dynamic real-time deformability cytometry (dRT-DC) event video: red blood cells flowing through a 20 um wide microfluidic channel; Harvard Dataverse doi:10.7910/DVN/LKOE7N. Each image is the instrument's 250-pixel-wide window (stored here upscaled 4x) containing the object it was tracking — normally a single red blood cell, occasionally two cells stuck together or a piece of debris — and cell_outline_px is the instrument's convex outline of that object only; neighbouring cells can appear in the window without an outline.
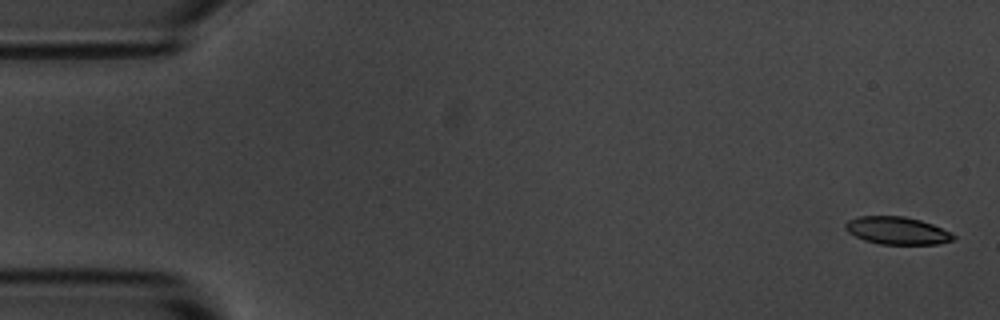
{"species": "common noctule bat (a hibernating species)", "species_latin": "Nyctalus noctula", "temperature_condition": "room temperature", "stored_images_in_passage": 4, "camera_frame_rate_fps": 3000, "um_per_image_px": 0.085, "animal": {"sex": "male", "body_mass_g": 20.1, "forearm_length_mm": 53.5}, "frame": {"image": 1, "passage_image": 1, "time_ms": 0.0, "image_size_px": [1000, 320], "cell_outline_px": [[956, 236], [952, 240], [936, 244], [880, 244], [864, 240], [848, 232], [844, 228], [844, 224], [848, 220], [860, 216], [904, 216], [920, 220], [932, 224]], "centroid_in_image_um": [76.2, 19.6], "position_along_channel_um": 8.8, "area_um2": 17.17}}
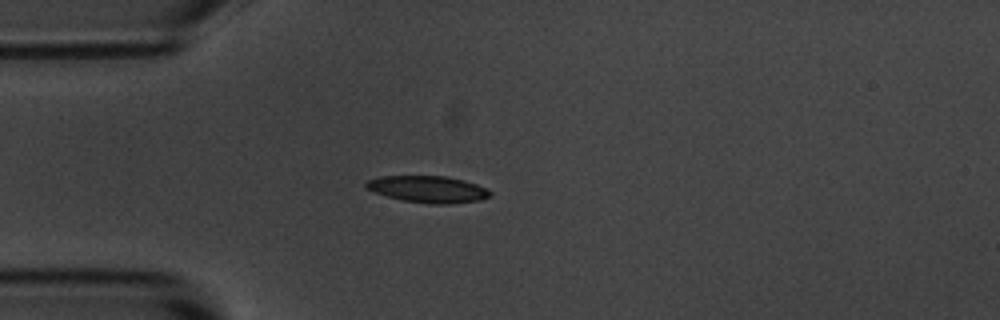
{"frame": {"image": 2, "passage_image": 4, "time_ms": 4.333, "image_size_px": [1000, 320], "cell_outline_px": [[492, 196], [480, 200], [448, 204], [428, 204], [404, 200], [388, 196], [376, 192], [368, 188], [364, 184], [368, 180], [380, 176], [448, 176], [464, 180], [476, 184], [492, 192]], "centroid_in_image_um": [36.42, 16.08], "position_along_channel_um": 48.6, "area_um2": 19.19}}